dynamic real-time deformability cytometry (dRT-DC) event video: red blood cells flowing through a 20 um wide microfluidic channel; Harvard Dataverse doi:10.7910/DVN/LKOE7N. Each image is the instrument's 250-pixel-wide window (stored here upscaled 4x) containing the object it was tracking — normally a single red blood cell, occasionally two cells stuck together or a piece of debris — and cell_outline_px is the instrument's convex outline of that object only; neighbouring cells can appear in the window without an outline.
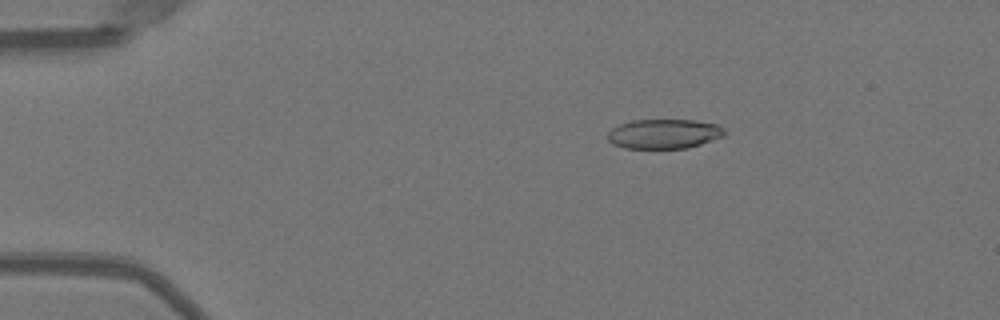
{"species": "Egyptian fruit bat (a non-hibernating species)", "species_latin": "Rousettus aegyptiacus", "temperature_condition": "warm", "stored_images_in_passage": 47, "camera_frame_rate_fps": 3000, "um_per_image_px": 0.085, "animal": {"sex": "female"}, "frame": {"image": 1, "passage_image": 5, "time_ms": 1.333, "image_size_px": [1000, 320], "cell_outline_px": [[724, 136], [688, 148], [624, 148], [612, 144], [608, 140], [608, 132], [616, 124], [632, 120], [696, 120], [716, 124], [724, 128]], "centroid_in_image_um": [56.4, 11.37], "position_along_channel_um": 28.6, "area_um2": 20.23}}
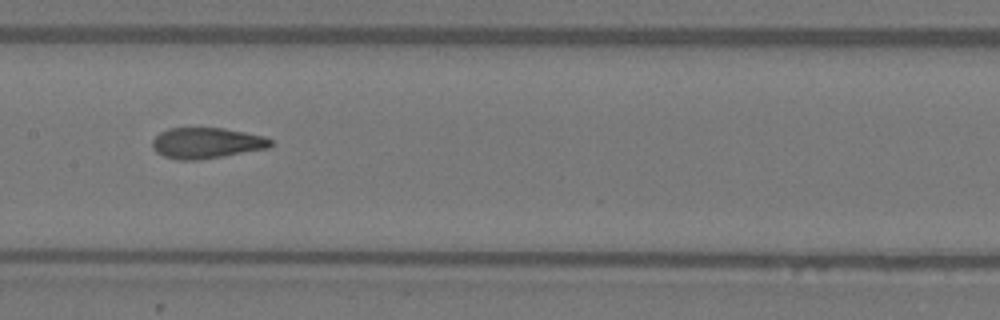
{"frame": {"image": 2, "passage_image": 22, "time_ms": 7.0, "image_size_px": [1000, 320], "cell_outline_px": [[272, 144], [268, 148], [224, 156], [196, 160], [176, 160], [164, 156], [156, 152], [152, 148], [152, 140], [160, 132], [168, 128], [224, 128], [264, 136], [272, 140]], "centroid_in_image_um": [17.53, 12.16], "position_along_channel_um": 189.9, "area_um2": 21.27}}
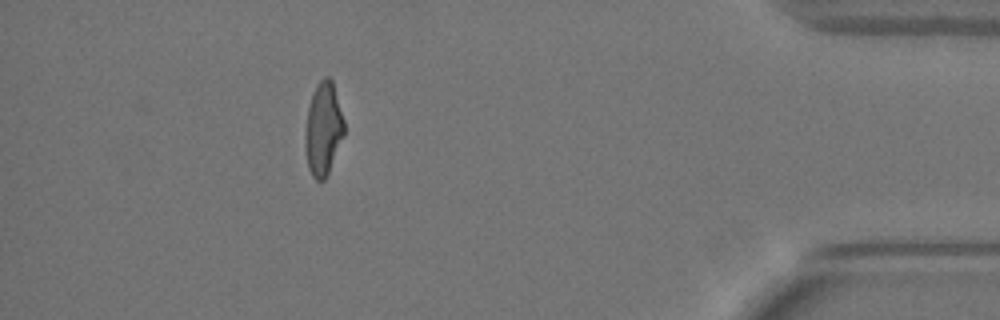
{"frame": {"image": 3, "passage_image": 42, "time_ms": 13.667, "image_size_px": [1000, 320], "cell_outline_px": [[344, 136], [328, 172], [324, 180], [316, 180], [312, 176], [308, 168], [304, 148], [304, 132], [308, 108], [316, 84], [324, 76], [328, 76], [332, 80], [344, 120]], "centroid_in_image_um": [27.46, 10.96], "position_along_channel_um": 407.7, "area_um2": 21.21}, "authors_computed_cell_mechanics": {"area_um2": 21.5016, "velocity_mm_per_s": 3.9945, "shape_relaxation_time_tau1_ms": 6.7054, "shape_relaxation_time_tau2_ms": 1.1924, "deformation_change_tau1": 0.2383, "deformation_change_tau2": 0.0779}}